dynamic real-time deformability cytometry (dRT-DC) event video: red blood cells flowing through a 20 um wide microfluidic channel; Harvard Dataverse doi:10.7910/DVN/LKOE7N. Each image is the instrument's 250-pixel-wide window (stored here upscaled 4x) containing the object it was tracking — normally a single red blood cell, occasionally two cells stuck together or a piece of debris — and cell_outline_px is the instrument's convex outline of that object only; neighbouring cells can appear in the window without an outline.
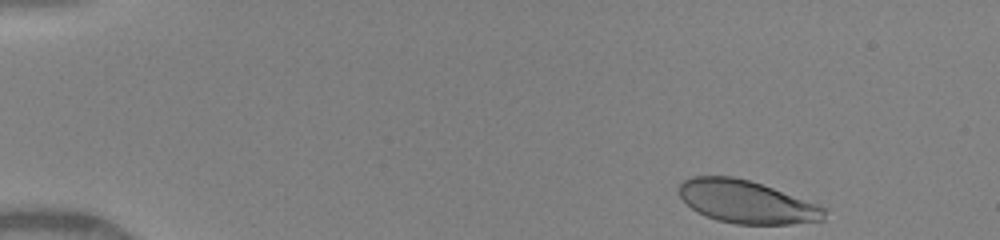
{"species": "human", "species_latin": "Homo sapiens", "temperature_condition": "warm", "stored_images_in_passage": 17, "camera_frame_rate_fps": 3000, "um_per_image_px": 0.085, "donor": {"sex": "female"}, "frame": {"image": 1, "passage_image": 1, "time_ms": 0.0, "image_size_px": [1000, 240], "cell_outline_px": [[828, 208], [824, 220], [792, 224], [736, 224], [716, 220], [704, 216], [696, 212], [680, 196], [676, 188], [684, 180], [692, 176], [732, 176], [748, 180], [772, 188]], "centroid_in_image_um": [63.44, 17.17], "position_along_channel_um": 21.6, "area_um2": 36.24}}
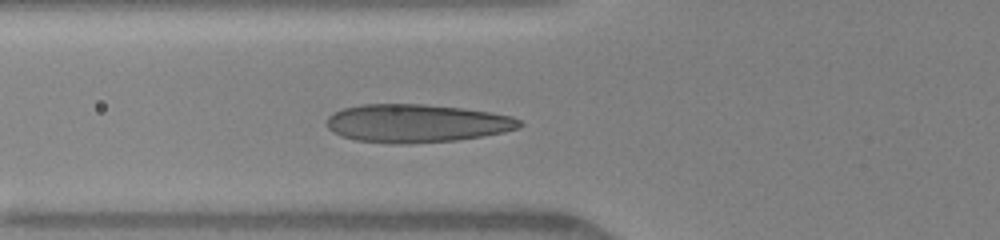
{"frame": {"image": 2, "passage_image": 14, "time_ms": 4.333, "image_size_px": [1000, 240], "cell_outline_px": [[524, 124], [520, 128], [504, 132], [456, 140], [408, 144], [392, 144], [356, 140], [340, 136], [332, 132], [328, 128], [328, 116], [344, 108], [360, 104], [424, 104], [464, 108], [492, 112], [512, 116], [520, 120]], "centroid_in_image_um": [35.43, 10.48], "position_along_channel_um": 90.4, "area_um2": 43.12}}
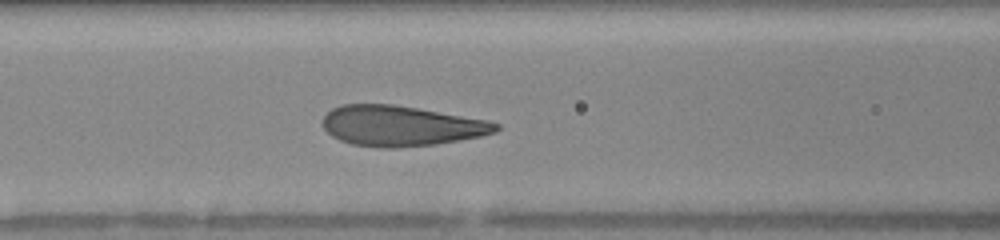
{"frame": {"image": 3, "passage_image": 17, "time_ms": 5.333, "image_size_px": [1000, 240], "cell_outline_px": [[500, 128], [496, 132], [480, 136], [460, 140], [436, 144], [396, 148], [380, 148], [352, 144], [340, 140], [332, 136], [324, 128], [324, 116], [332, 108], [340, 104], [392, 104], [488, 120], [500, 124]], "centroid_in_image_um": [34.09, 10.7], "position_along_channel_um": 132.5, "area_um2": 40.63}}